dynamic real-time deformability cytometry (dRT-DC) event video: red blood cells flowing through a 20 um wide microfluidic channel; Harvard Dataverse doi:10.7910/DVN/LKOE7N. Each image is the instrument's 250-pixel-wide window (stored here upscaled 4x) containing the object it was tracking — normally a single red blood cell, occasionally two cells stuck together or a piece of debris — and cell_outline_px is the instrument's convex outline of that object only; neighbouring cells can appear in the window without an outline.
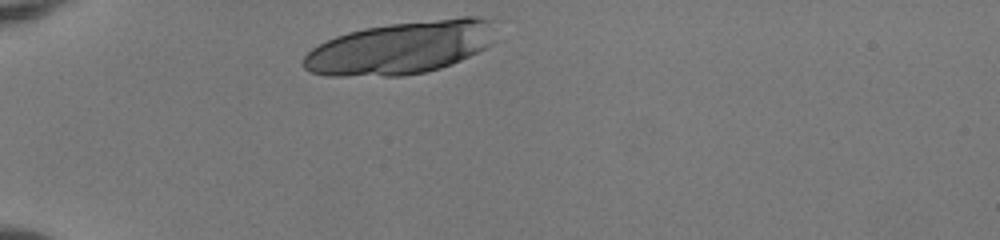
{"species": "human", "species_latin": "Homo sapiens", "temperature_condition": "room temperature", "stored_images_in_passage": 31, "camera_frame_rate_fps": 3000, "um_per_image_px": 0.085, "donor": {"sex": "female"}, "frame": {"image": 1, "passage_image": 1, "time_ms": 0.0, "image_size_px": [1000, 240], "cell_outline_px": [[496, 40], [492, 44], [452, 64], [440, 68], [424, 72], [404, 76], [328, 76], [308, 72], [300, 64], [304, 56], [312, 48], [336, 36], [348, 32], [364, 28], [388, 24], [464, 16], [476, 16], [492, 20]], "centroid_in_image_um": [34.06, 4.06], "position_along_channel_um": 50.9, "area_um2": 59.42}}
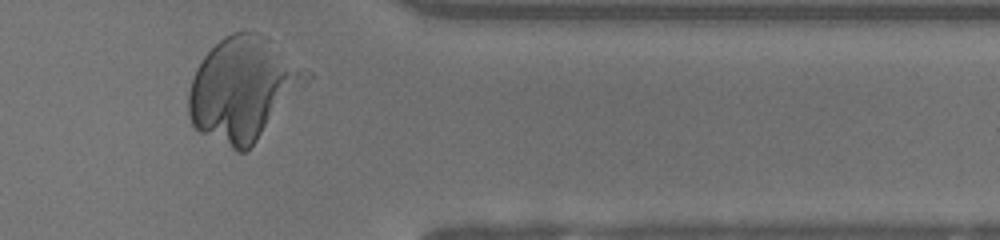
{"frame": {"image": 2, "passage_image": 30, "time_ms": 9.667, "image_size_px": [1000, 240], "cell_outline_px": [[288, 76], [256, 140], [244, 152], [236, 152], [200, 132], [192, 124], [188, 116], [188, 92], [196, 68], [204, 56], [224, 36], [232, 32], [256, 32], [268, 36]], "centroid_in_image_um": [20.05, 7.59], "position_along_channel_um": 391.3, "area_um2": 60.81}}